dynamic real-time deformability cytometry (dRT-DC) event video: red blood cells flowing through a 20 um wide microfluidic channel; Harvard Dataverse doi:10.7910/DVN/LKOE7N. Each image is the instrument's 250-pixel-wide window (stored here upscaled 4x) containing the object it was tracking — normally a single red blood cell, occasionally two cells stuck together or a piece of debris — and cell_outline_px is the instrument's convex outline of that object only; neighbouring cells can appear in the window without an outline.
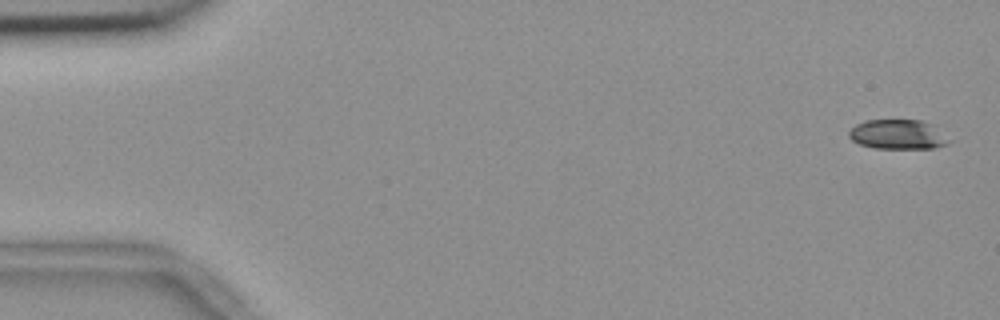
{"species": "common noctule bat (a hibernating species)", "species_latin": "Nyctalus noctula", "temperature_condition": "room temperature", "stored_images_in_passage": 5, "camera_frame_rate_fps": 3000, "um_per_image_px": 0.085, "animal": {"sex": "female", "body_mass_g": 18.4}, "frame": {"image": 1, "passage_image": 1, "time_ms": 0.0, "image_size_px": [1000, 320], "cell_outline_px": [[952, 140], [948, 144], [936, 148], [872, 148], [860, 144], [852, 140], [848, 136], [848, 132], [856, 124], [864, 120], [920, 120], [928, 124]], "centroid_in_image_um": [76.28, 11.44], "position_along_channel_um": 8.7, "area_um2": 17.11}}